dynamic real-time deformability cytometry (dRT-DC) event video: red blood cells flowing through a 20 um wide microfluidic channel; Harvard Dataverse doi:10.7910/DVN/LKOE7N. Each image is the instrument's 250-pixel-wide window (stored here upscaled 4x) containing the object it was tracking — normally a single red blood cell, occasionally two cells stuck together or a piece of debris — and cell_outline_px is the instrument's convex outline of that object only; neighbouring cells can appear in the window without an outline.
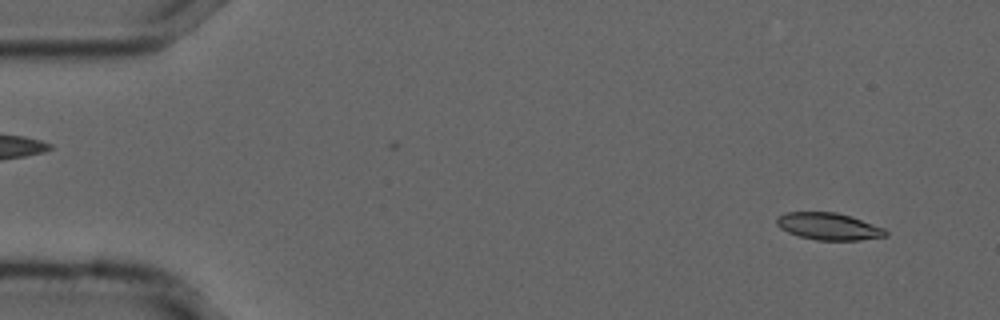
{"species": "common noctule bat (a hibernating species)", "species_latin": "Nyctalus noctula", "temperature_condition": "cold", "stored_images_in_passage": 55, "camera_frame_rate_fps": 3000, "um_per_image_px": 0.085, "animal": {"sex": "male", "forearm_length_mm": 52.5}, "frame": {"image": 1, "passage_image": 4, "time_ms": 1.0, "image_size_px": [1000, 320], "cell_outline_px": [[888, 236], [860, 240], [816, 240], [800, 236], [788, 232], [780, 228], [776, 224], [776, 216], [784, 212], [836, 212], [852, 216], [884, 228], [888, 232]], "centroid_in_image_um": [70.43, 19.23], "position_along_channel_um": 14.6, "area_um2": 17.34}}
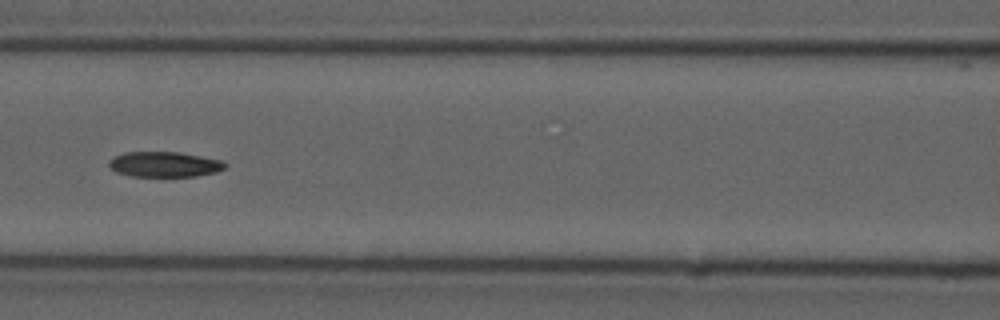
{"frame": {"image": 2, "passage_image": 24, "time_ms": 7.667, "image_size_px": [1000, 320], "cell_outline_px": [[228, 164], [224, 168], [216, 172], [196, 176], [132, 176], [116, 172], [108, 164], [108, 160], [112, 156], [124, 152], [180, 152], [220, 160]], "centroid_in_image_um": [13.94, 13.96], "position_along_channel_um": 152.7, "area_um2": 17.11}}
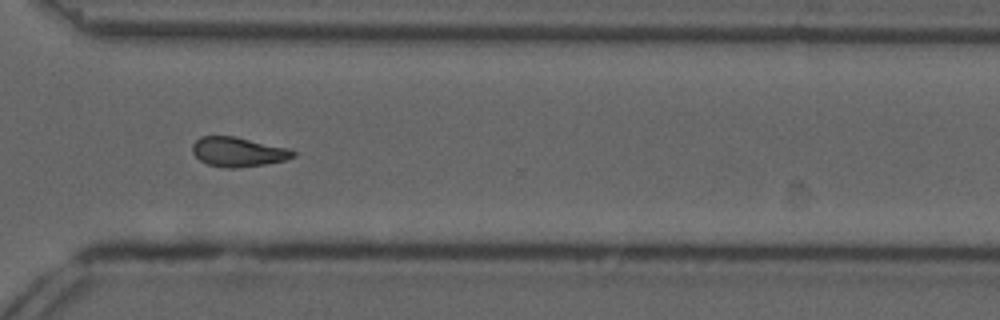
{"frame": {"image": 3, "passage_image": 40, "time_ms": 13.0, "image_size_px": [1000, 320], "cell_outline_px": [[296, 156], [284, 160], [264, 164], [236, 168], [224, 168], [208, 164], [200, 160], [192, 152], [192, 144], [200, 136], [236, 136], [288, 148], [296, 152]], "centroid_in_image_um": [20.23, 12.9], "position_along_channel_um": 350.4, "area_um2": 17.34}, "authors_computed_cell_mechanics": {"area_um2": 17.5134, "velocity_mm_per_s": 3.7158, "shape_relaxation_time_tau1_ms": null, "shape_relaxation_time_tau2_ms": 10.9674, "deformation_change_tau1": null, "deformation_change_tau2": 0.2081}}